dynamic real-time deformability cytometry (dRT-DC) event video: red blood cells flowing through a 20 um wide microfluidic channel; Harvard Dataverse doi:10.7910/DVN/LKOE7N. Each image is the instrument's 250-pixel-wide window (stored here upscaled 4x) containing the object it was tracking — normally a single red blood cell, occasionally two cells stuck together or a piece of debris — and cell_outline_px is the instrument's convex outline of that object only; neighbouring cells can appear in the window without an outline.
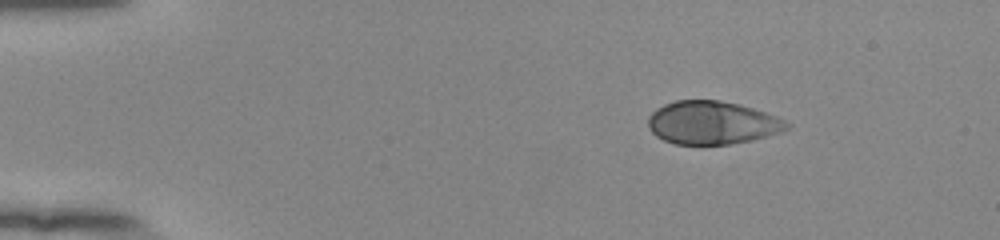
{"species": "human", "species_latin": "Homo sapiens", "temperature_condition": "room temperature", "stored_images_in_passage": 46, "camera_frame_rate_fps": 3000, "um_per_image_px": 0.085, "donor": {"sex": "female"}, "frame": {"image": 1, "passage_image": 1, "time_ms": 0.0, "image_size_px": [1000, 240], "cell_outline_px": [[792, 124], [784, 132], [752, 140], [732, 144], [676, 144], [664, 140], [656, 136], [648, 128], [648, 116], [656, 108], [664, 104], [676, 100], [720, 100], [740, 104], [776, 116]], "centroid_in_image_um": [60.54, 10.43], "position_along_channel_um": 24.5, "area_um2": 35.08}}
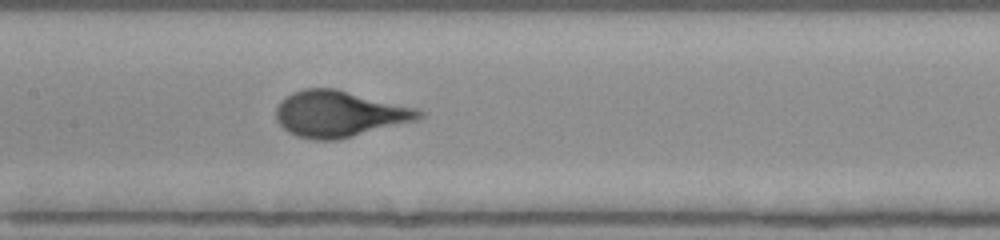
{"frame": {"image": 2, "passage_image": 20, "time_ms": 6.333, "image_size_px": [1000, 240], "cell_outline_px": [[424, 116], [420, 120], [336, 140], [316, 140], [296, 136], [288, 132], [276, 120], [276, 108], [280, 100], [284, 96], [292, 92], [304, 88], [336, 88], [416, 108], [424, 112]], "centroid_in_image_um": [28.84, 9.67], "position_along_channel_um": 178.6, "area_um2": 38.73}}
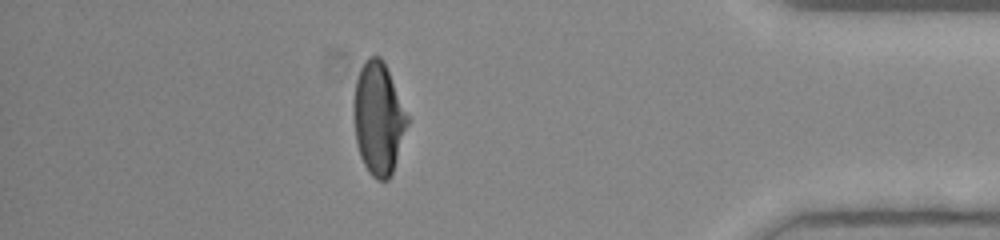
{"frame": {"image": 3, "passage_image": 40, "time_ms": 13.0, "image_size_px": [1000, 240], "cell_outline_px": [[408, 124], [392, 172], [388, 180], [376, 180], [368, 172], [360, 156], [356, 144], [352, 108], [352, 100], [356, 80], [360, 68], [364, 60], [368, 56], [380, 56], [384, 60], [408, 116]], "centroid_in_image_um": [32.13, 10.03], "position_along_channel_um": 403.1, "area_um2": 35.37}}